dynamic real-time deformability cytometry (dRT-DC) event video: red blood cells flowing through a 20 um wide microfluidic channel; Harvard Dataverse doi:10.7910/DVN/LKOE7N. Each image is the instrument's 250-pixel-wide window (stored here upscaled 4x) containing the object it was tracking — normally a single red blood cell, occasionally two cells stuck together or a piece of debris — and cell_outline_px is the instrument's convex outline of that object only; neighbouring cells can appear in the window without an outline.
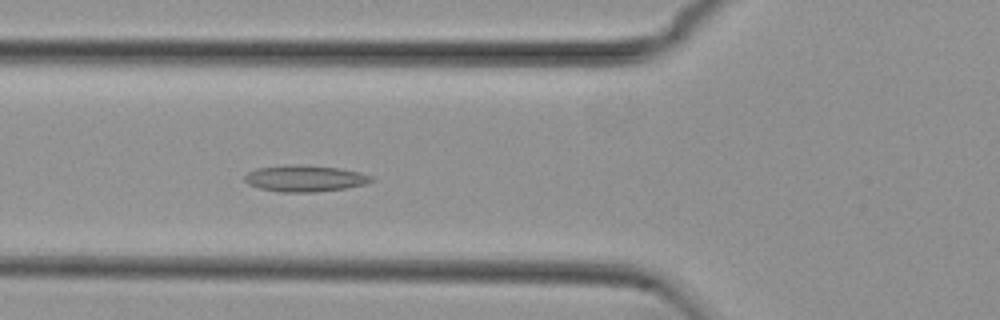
{"species": "common noctule bat (a hibernating species)", "species_latin": "Nyctalus noctula", "temperature_condition": "cold", "stored_images_in_passage": 56, "camera_frame_rate_fps": 3000, "um_per_image_px": 0.085, "animal": {"sex": "female", "body_mass_g": 29.2, "forearm_length_mm": 56.3}, "frame": {"image": 1, "passage_image": 20, "time_ms": 6.333, "image_size_px": [1000, 320], "cell_outline_px": [[376, 180], [364, 184], [348, 188], [316, 192], [280, 192], [260, 188], [248, 184], [244, 180], [244, 176], [248, 172], [256, 168], [284, 164], [340, 168], [360, 172], [376, 176]], "centroid_in_image_um": [25.95, 15.17], "position_along_channel_um": 99.8, "area_um2": 19.71}}
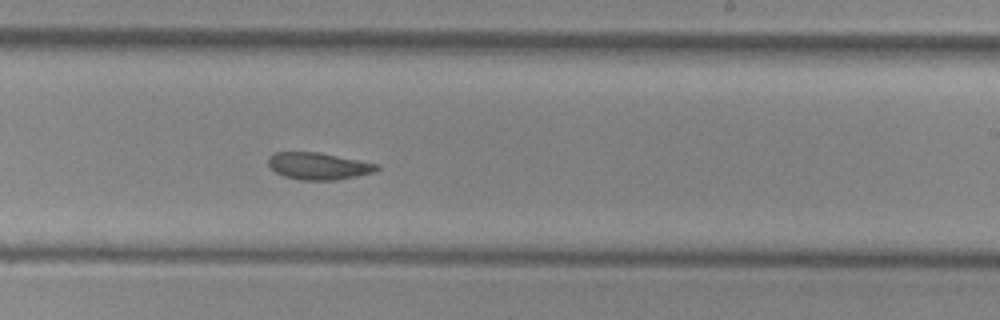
{"frame": {"image": 2, "passage_image": 33, "time_ms": 10.667, "image_size_px": [1000, 320], "cell_outline_px": [[380, 168], [372, 172], [356, 176], [336, 180], [300, 180], [284, 176], [276, 172], [268, 164], [268, 156], [276, 152], [320, 152], [380, 164]], "centroid_in_image_um": [27.08, 14.11], "position_along_channel_um": 261.9, "area_um2": 17.11}}
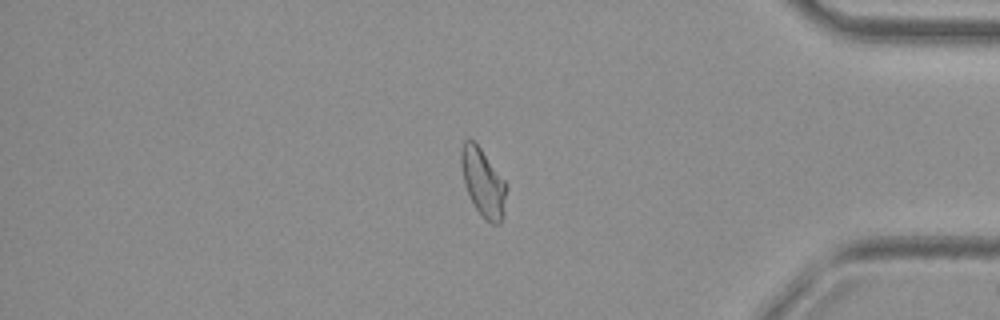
{"frame": {"image": 3, "passage_image": 46, "time_ms": 15.0, "image_size_px": [1000, 320], "cell_outline_px": [[508, 188], [504, 216], [500, 224], [492, 224], [484, 220], [480, 216], [468, 192], [464, 180], [460, 164], [460, 152], [464, 140], [468, 136], [480, 148], [508, 184]], "centroid_in_image_um": [41.09, 15.54], "position_along_channel_um": 394.1, "area_um2": 18.21}, "authors_computed_cell_mechanics": {"area_um2": 18.3804, "velocity_mm_per_s": 3.7474, "shape_relaxation_time_tau1_ms": null, "shape_relaxation_time_tau2_ms": 2.9154, "deformation_change_tau1": null, "deformation_change_tau2": 0.0878}}